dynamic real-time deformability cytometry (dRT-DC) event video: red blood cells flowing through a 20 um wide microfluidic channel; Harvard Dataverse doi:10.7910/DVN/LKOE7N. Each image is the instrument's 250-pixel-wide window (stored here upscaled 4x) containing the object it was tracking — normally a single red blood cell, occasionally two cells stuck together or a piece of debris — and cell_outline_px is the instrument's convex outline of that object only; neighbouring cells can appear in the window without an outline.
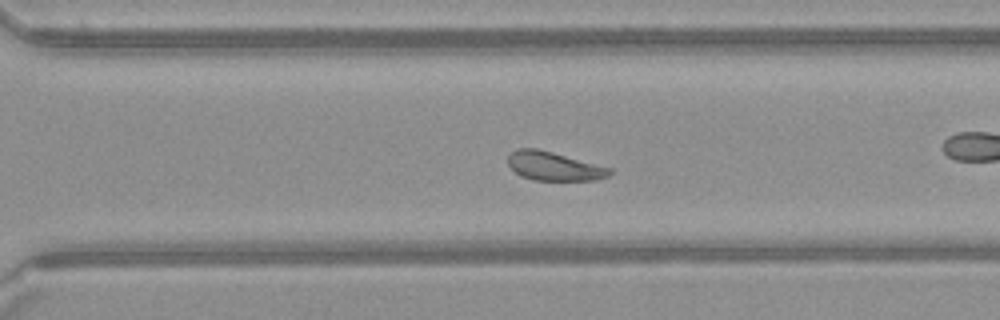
{"species": "common noctule bat (a hibernating species)", "species_latin": "Nyctalus noctula", "temperature_condition": "warm", "stored_images_in_passage": 52, "camera_frame_rate_fps": 3000, "um_per_image_px": 0.085, "animal": {"sex": "female", "body_mass_g": 21.9}, "frame": {"image": 1, "passage_image": 37, "time_ms": 12.0, "image_size_px": [1000, 320], "cell_outline_px": [[612, 172], [608, 176], [596, 180], [532, 180], [520, 176], [508, 164], [508, 156], [516, 148], [536, 148], [552, 152], [612, 168]], "centroid_in_image_um": [47.08, 14.13], "position_along_channel_um": 323.5, "area_um2": 16.99}, "authors_computed_cell_mechanics": {"area_um2": 18.8717, "velocity_mm_per_s": 4.1082, "shape_relaxation_time_tau1_ms": 2.6002, "shape_relaxation_time_tau2_ms": 1.0619, "deformation_change_tau1": 0.0994, "deformation_change_tau2": 0.0726}}